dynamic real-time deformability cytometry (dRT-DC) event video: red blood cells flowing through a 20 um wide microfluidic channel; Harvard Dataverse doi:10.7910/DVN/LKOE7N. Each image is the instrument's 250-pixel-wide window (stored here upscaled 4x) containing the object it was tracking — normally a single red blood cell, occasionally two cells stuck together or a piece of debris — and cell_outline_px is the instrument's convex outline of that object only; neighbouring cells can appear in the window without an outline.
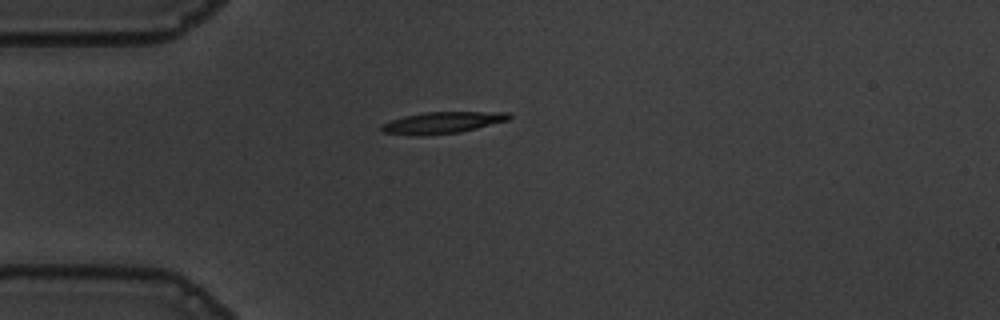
{"species": "common noctule bat (a hibernating species)", "species_latin": "Nyctalus noctula", "temperature_condition": "warm", "stored_images_in_passage": 42, "camera_frame_rate_fps": 3000, "um_per_image_px": 0.085, "animal": {"sex": "male", "body_mass_g": 19.5, "forearm_length_mm": 54.6}, "frame": {"image": 1, "passage_image": 1, "time_ms": 0.0, "image_size_px": [1000, 320], "cell_outline_px": [[512, 116], [508, 120], [460, 132], [416, 136], [384, 132], [380, 128], [380, 124], [404, 116], [424, 112], [508, 112]], "centroid_in_image_um": [37.58, 10.42], "position_along_channel_um": 47.4, "area_um2": 15.9}}
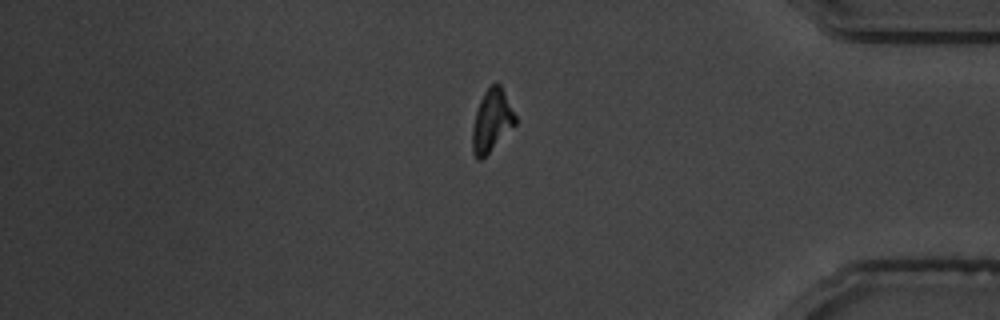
{"frame": {"image": 2, "passage_image": 33, "time_ms": 10.667, "image_size_px": [1000, 320], "cell_outline_px": [[516, 124], [480, 160], [476, 160], [472, 152], [472, 128], [476, 112], [480, 100], [484, 92], [496, 80], [500, 84], [516, 116]], "centroid_in_image_um": [41.78, 10.24], "position_along_channel_um": 393.4, "area_um2": 15.37}}
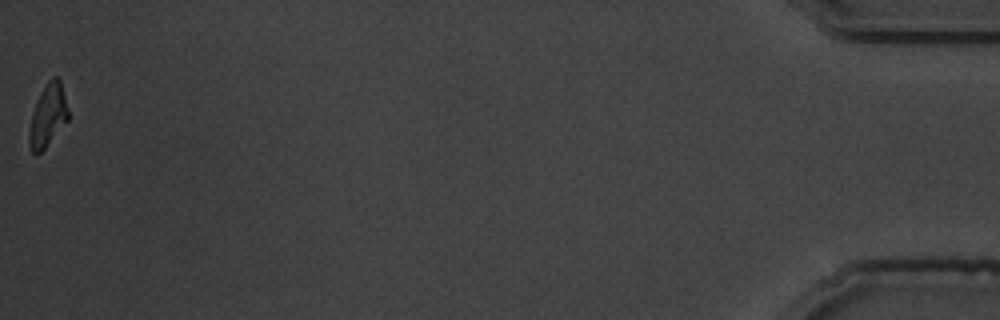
{"frame": {"image": 3, "passage_image": 42, "time_ms": 13.667, "image_size_px": [1000, 320], "cell_outline_px": [[68, 120], [44, 148], [40, 152], [32, 152], [28, 144], [28, 132], [32, 112], [40, 92], [48, 80], [52, 76], [56, 76], [60, 80], [68, 108]], "centroid_in_image_um": [4.05, 9.79], "position_along_channel_um": 431.1, "area_um2": 14.1}, "authors_computed_cell_mechanics": {"area_um2": 15.9528, "velocity_mm_per_s": 3.6319, "shape_relaxation_time_tau1_ms": 6.344, "shape_relaxation_time_tau2_ms": 8.3713, "deformation_change_tau1": 0.2043, "deformation_change_tau2": 0.1902}}